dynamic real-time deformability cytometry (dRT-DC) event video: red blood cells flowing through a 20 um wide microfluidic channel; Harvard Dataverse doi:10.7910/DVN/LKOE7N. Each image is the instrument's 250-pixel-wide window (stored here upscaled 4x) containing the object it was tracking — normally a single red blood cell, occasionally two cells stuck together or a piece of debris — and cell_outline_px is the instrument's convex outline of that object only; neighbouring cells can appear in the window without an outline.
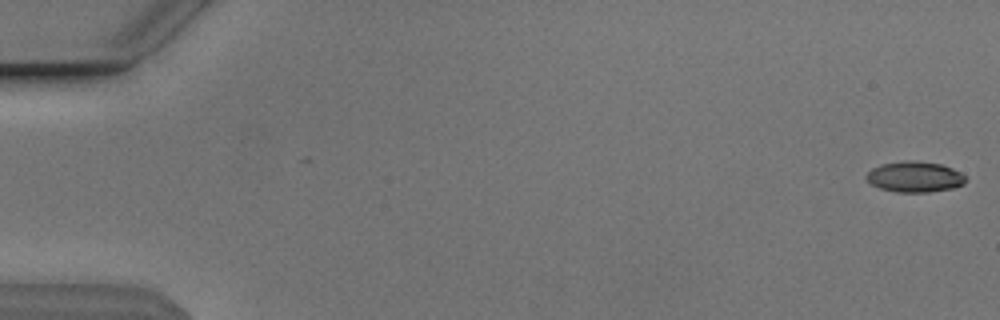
{"species": "Egyptian fruit bat (a non-hibernating species)", "species_latin": "Rousettus aegyptiacus", "temperature_condition": "cold", "stored_images_in_passage": 54, "camera_frame_rate_fps": 3000, "um_per_image_px": 0.085, "animal": {"sex": "male"}, "frame": {"image": 1, "passage_image": 1, "time_ms": 0.0, "image_size_px": [1000, 320], "cell_outline_px": [[968, 180], [964, 184], [952, 188], [928, 192], [896, 192], [880, 188], [872, 184], [864, 176], [872, 168], [880, 164], [904, 160], [916, 160], [940, 164], [952, 168], [960, 172]], "centroid_in_image_um": [77.75, 15.02], "position_along_channel_um": 7.3, "area_um2": 17.86}}
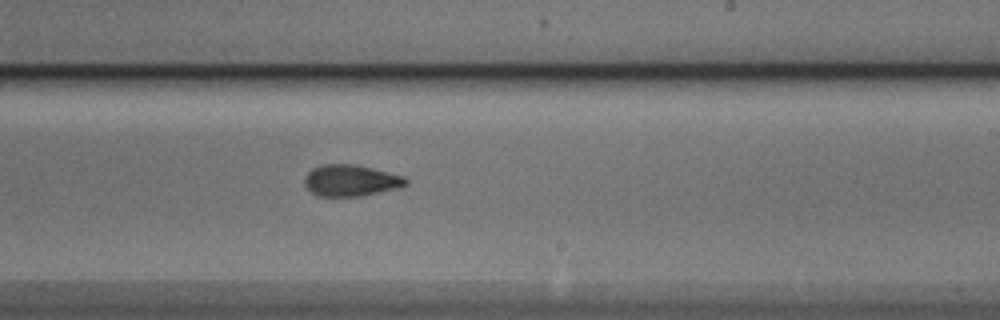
{"frame": {"image": 2, "passage_image": 33, "time_ms": 10.667, "image_size_px": [1000, 320], "cell_outline_px": [[408, 180], [404, 184], [392, 188], [360, 196], [316, 196], [304, 184], [304, 176], [312, 168], [324, 164], [356, 164], [404, 176]], "centroid_in_image_um": [29.73, 15.32], "position_along_channel_um": 259.3, "area_um2": 18.21}}
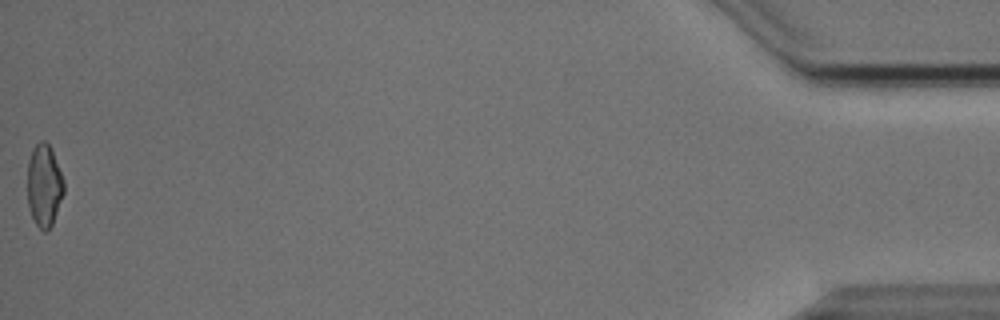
{"frame": {"image": 3, "passage_image": 54, "time_ms": 17.667, "image_size_px": [1000, 320], "cell_outline_px": [[64, 192], [52, 224], [48, 232], [44, 232], [36, 224], [28, 208], [28, 160], [32, 148], [40, 140], [44, 140], [48, 144], [52, 152], [64, 180]], "centroid_in_image_um": [3.74, 15.77], "position_along_channel_um": 431.5, "area_um2": 17.4}, "authors_computed_cell_mechanics": {"area_um2": 18.1203, "velocity_mm_per_s": 3.8507, "shape_relaxation_time_tau1_ms": 3.7068, "shape_relaxation_time_tau2_ms": 2.1046, "deformation_change_tau1": 0.1197, "deformation_change_tau2": 0.0868}}